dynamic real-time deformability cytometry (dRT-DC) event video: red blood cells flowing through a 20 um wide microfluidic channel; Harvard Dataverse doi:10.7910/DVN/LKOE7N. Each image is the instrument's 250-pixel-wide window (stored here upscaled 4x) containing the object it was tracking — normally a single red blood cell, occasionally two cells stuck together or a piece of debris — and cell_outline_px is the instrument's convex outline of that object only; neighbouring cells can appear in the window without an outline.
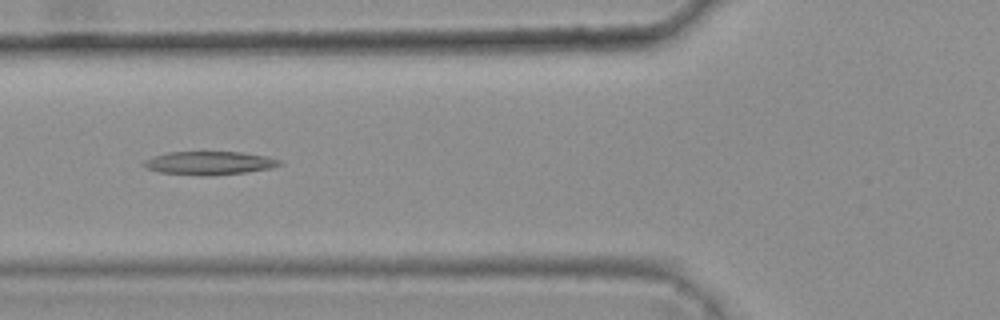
{"species": "common noctule bat (a hibernating species)", "species_latin": "Nyctalus noctula", "temperature_condition": "warm", "stored_images_in_passage": 46, "camera_frame_rate_fps": 3000, "um_per_image_px": 0.085, "animal": {"sex": "female", "body_mass_g": 25.1}, "frame": {"image": 1, "passage_image": 20, "time_ms": 6.333, "image_size_px": [1000, 320], "cell_outline_px": [[284, 164], [272, 168], [244, 172], [208, 176], [200, 176], [160, 172], [148, 168], [140, 164], [144, 160], [152, 156], [168, 152], [244, 152], [268, 156], [280, 160]], "centroid_in_image_um": [17.8, 13.85], "position_along_channel_um": 108.0, "area_um2": 18.67}}